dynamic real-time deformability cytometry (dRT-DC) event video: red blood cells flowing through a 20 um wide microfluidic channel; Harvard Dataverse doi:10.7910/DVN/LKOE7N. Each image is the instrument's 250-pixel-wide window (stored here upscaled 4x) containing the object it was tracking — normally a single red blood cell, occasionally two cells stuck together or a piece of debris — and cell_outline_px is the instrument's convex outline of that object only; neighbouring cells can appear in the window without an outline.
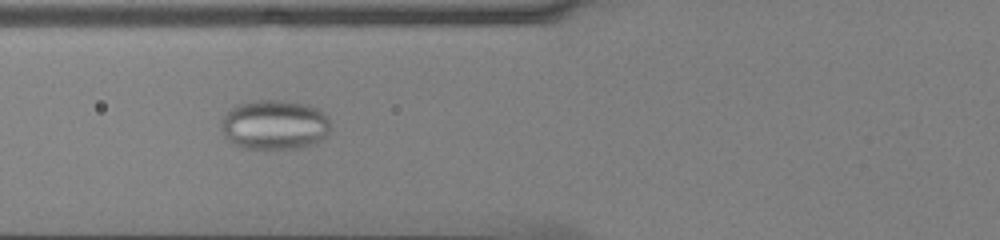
{"species": "common noctule bat (a hibernating species)", "species_latin": "Nyctalus noctula", "temperature_condition": "cold", "stored_images_in_passage": 49, "camera_frame_rate_fps": 3000, "um_per_image_px": 0.085, "animal": {"sex": "male", "body_mass_g": 13.0, "forearm_length_mm": 53.1}, "frame": {"image": 1, "passage_image": 18, "time_ms": 5.667, "image_size_px": [1000, 240], "cell_outline_px": [[328, 132], [316, 144], [300, 148], [244, 148], [232, 144], [224, 136], [220, 128], [220, 120], [236, 104], [256, 100], [280, 100], [308, 104], [316, 108], [328, 120]], "centroid_in_image_um": [23.27, 10.61], "position_along_channel_um": 102.5, "area_um2": 31.62}}
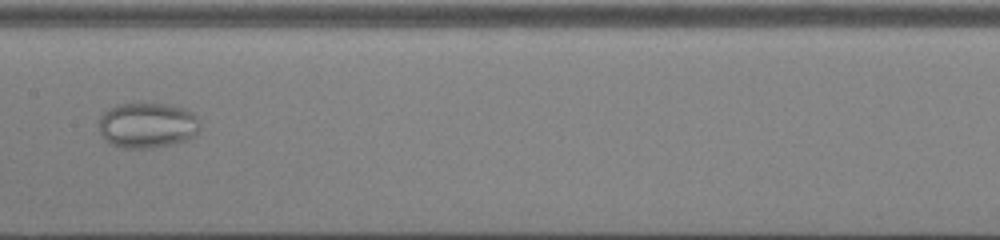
{"frame": {"image": 2, "passage_image": 25, "time_ms": 8.0, "image_size_px": [1000, 240], "cell_outline_px": [[200, 132], [196, 136], [188, 140], [152, 148], [124, 148], [112, 144], [104, 140], [100, 132], [100, 116], [108, 108], [120, 104], [172, 104], [184, 108], [192, 112], [200, 120]], "centroid_in_image_um": [12.57, 10.65], "position_along_channel_um": 194.8, "area_um2": 27.05}}
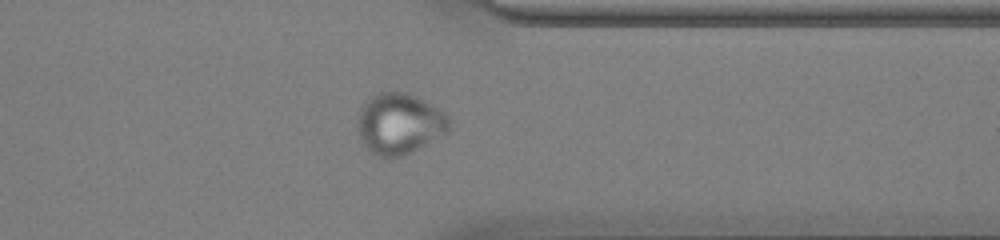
{"frame": {"image": 3, "passage_image": 39, "time_ms": 12.667, "image_size_px": [1000, 240], "cell_outline_px": [[452, 120], [448, 132], [400, 156], [380, 156], [372, 152], [360, 140], [356, 128], [356, 124], [360, 108], [372, 96], [380, 92], [400, 92], [412, 96], [448, 112]], "centroid_in_image_um": [33.95, 10.5], "position_along_channel_um": 377.4, "area_um2": 32.08}}